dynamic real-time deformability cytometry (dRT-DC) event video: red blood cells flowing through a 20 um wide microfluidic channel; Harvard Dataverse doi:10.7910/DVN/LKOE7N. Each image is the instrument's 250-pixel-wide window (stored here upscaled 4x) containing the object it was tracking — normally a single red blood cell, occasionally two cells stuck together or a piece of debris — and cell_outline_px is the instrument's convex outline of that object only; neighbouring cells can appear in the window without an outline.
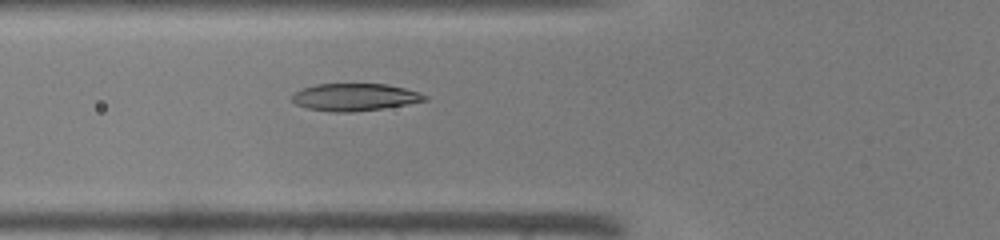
{"species": "common noctule bat (a hibernating species)", "species_latin": "Nyctalus noctula", "temperature_condition": "warm", "stored_images_in_passage": 39, "camera_frame_rate_fps": 3000, "um_per_image_px": 0.085, "animal": {"sex": "male", "body_mass_g": 19.0, "forearm_length_mm": 50.8}, "frame": {"image": 1, "passage_image": 11, "time_ms": 3.333, "image_size_px": [1000, 240], "cell_outline_px": [[428, 100], [408, 104], [352, 112], [328, 112], [308, 108], [296, 104], [292, 100], [292, 92], [316, 84], [388, 84], [420, 92], [428, 96]], "centroid_in_image_um": [30.16, 8.25], "position_along_channel_um": 95.6, "area_um2": 21.15}}
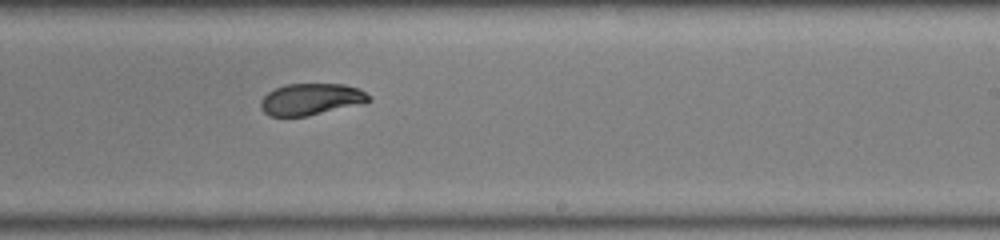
{"frame": {"image": 2, "passage_image": 22, "time_ms": 7.0, "image_size_px": [1000, 240], "cell_outline_px": [[372, 100], [364, 104], [304, 116], [268, 116], [260, 108], [260, 100], [268, 92], [276, 88], [288, 84], [344, 84], [360, 88], [372, 96]], "centroid_in_image_um": [26.48, 8.43], "position_along_channel_um": 262.5, "area_um2": 20.11}}
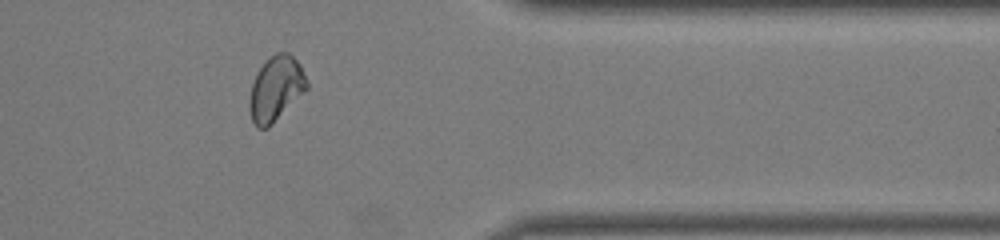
{"frame": {"image": 3, "passage_image": 31, "time_ms": 10.0, "image_size_px": [1000, 240], "cell_outline_px": [[308, 88], [268, 128], [256, 128], [252, 120], [248, 108], [248, 104], [252, 84], [260, 68], [276, 52], [288, 52], [300, 64], [308, 80]], "centroid_in_image_um": [23.45, 7.56], "position_along_channel_um": 387.9, "area_um2": 21.44}}